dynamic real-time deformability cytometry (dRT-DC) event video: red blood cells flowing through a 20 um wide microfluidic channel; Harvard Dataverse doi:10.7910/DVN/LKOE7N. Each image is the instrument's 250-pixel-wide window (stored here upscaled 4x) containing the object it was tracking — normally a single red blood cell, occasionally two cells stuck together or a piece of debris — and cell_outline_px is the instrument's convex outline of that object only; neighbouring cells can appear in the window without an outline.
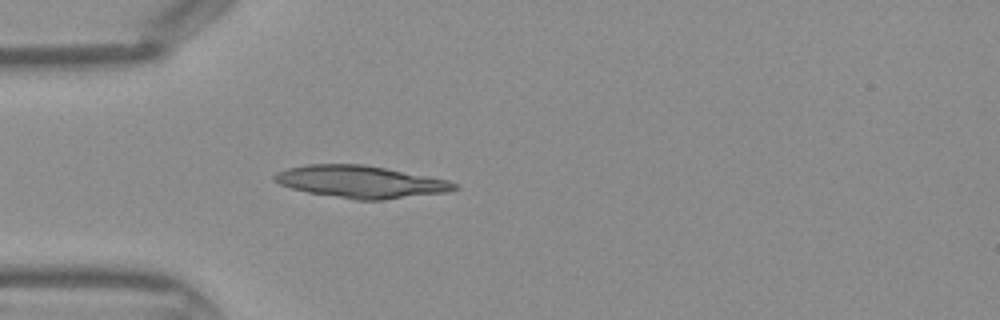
{"species": "Egyptian fruit bat (a non-hibernating species)", "species_latin": "Rousettus aegyptiacus", "temperature_condition": "warm", "stored_images_in_passage": 32, "camera_frame_rate_fps": 3000, "um_per_image_px": 0.085, "frame": {"image": 1, "passage_image": 1, "time_ms": 0.0, "image_size_px": [1000, 320], "cell_outline_px": [[460, 188], [448, 192], [384, 200], [356, 200], [308, 192], [292, 188], [280, 184], [272, 180], [272, 176], [276, 172], [288, 168], [308, 164], [364, 164], [448, 180], [460, 184]], "centroid_in_image_um": [30.68, 15.45], "position_along_channel_um": 54.3, "area_um2": 33.87}}
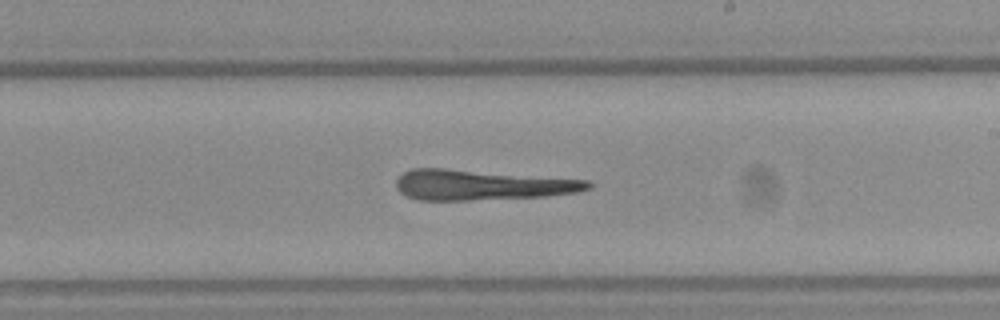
{"frame": {"image": 2, "passage_image": 14, "time_ms": 4.333, "image_size_px": [1000, 320], "cell_outline_px": [[592, 188], [576, 192], [544, 196], [468, 200], [416, 200], [400, 192], [396, 188], [396, 180], [404, 172], [412, 168], [444, 168], [588, 180], [592, 184]], "centroid_in_image_um": [40.91, 15.71], "position_along_channel_um": 248.1, "area_um2": 33.7}}
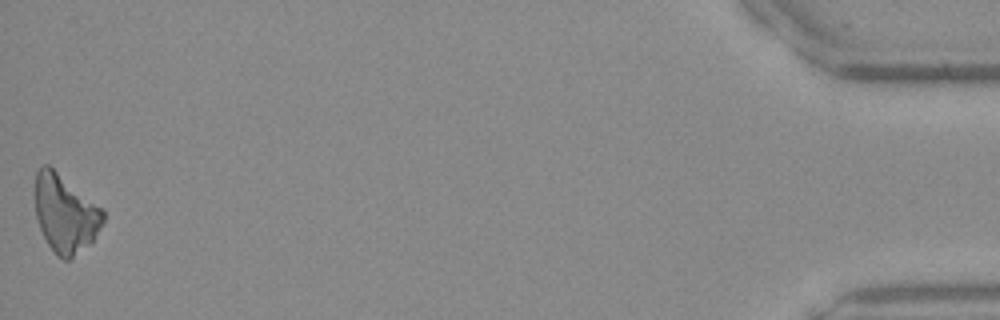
{"frame": {"image": 3, "passage_image": 32, "time_ms": 10.333, "image_size_px": [1000, 320], "cell_outline_px": [[104, 220], [100, 228], [92, 240], [88, 244], [68, 260], [64, 260], [56, 256], [48, 244], [40, 228], [36, 216], [32, 192], [36, 172], [44, 164], [48, 164], [104, 208]], "centroid_in_image_um": [5.5, 18.11], "position_along_channel_um": 429.7, "area_um2": 31.27}}